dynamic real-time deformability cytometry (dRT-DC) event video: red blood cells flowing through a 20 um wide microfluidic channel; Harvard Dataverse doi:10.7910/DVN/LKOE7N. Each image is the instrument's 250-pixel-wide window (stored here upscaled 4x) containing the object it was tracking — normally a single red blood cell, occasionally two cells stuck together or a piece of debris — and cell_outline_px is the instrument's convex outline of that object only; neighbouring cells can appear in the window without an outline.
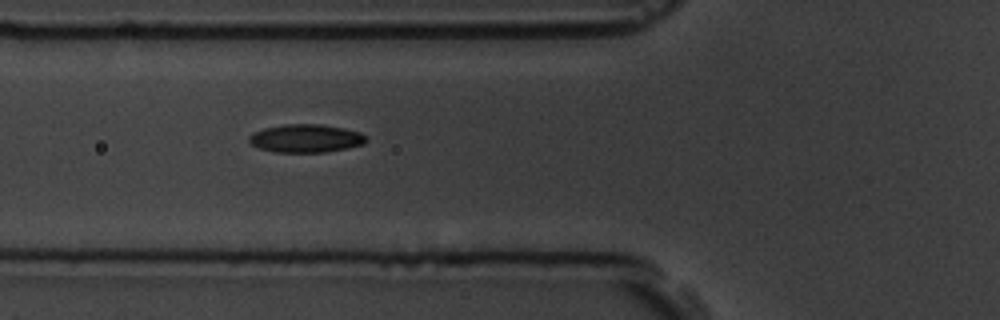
{"species": "common noctule bat (a hibernating species)", "species_latin": "Nyctalus noctula", "temperature_condition": "room temperature", "stored_images_in_passage": 2, "camera_frame_rate_fps": 3000, "um_per_image_px": 0.085, "animal": {"sex": "male", "body_mass_g": 19.5, "forearm_length_mm": 54.6}, "frame": {"image": 1, "passage_image": 2, "time_ms": 2.0, "image_size_px": [1000, 320], "cell_outline_px": [[368, 140], [364, 144], [324, 152], [276, 152], [260, 148], [252, 144], [248, 140], [248, 136], [252, 132], [264, 128], [284, 124], [320, 124], [344, 128], [360, 132]], "centroid_in_image_um": [25.97, 11.75], "position_along_channel_um": 99.8, "area_um2": 19.13}}